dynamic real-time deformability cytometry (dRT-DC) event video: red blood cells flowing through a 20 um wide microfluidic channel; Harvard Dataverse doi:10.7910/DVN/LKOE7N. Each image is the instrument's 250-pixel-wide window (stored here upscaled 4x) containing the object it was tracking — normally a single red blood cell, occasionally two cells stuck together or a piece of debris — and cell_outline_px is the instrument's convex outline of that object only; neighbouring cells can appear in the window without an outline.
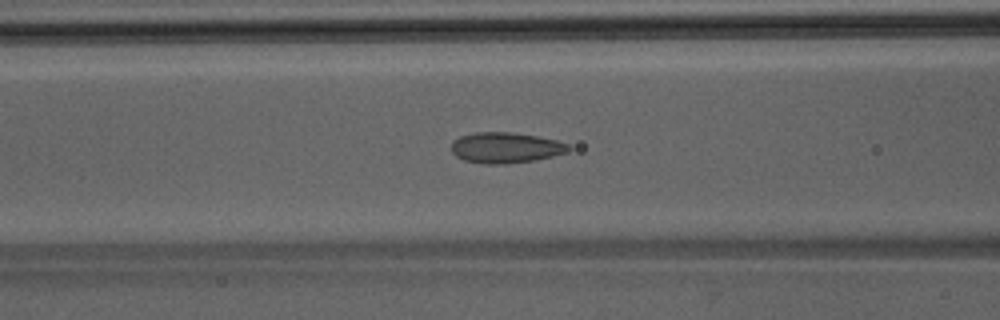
{"species": "Egyptian fruit bat (a non-hibernating species)", "species_latin": "Rousettus aegyptiacus", "temperature_condition": "room temperature", "stored_images_in_passage": 48, "camera_frame_rate_fps": 3000, "um_per_image_px": 0.085, "animal": {"sex": "male"}, "frame": {"image": 1, "passage_image": 19, "time_ms": 6.0, "image_size_px": [1000, 320], "cell_outline_px": [[572, 148], [568, 152], [536, 160], [508, 164], [484, 164], [464, 160], [456, 156], [452, 152], [452, 140], [460, 136], [476, 132], [512, 132], [536, 136], [556, 140], [568, 144]], "centroid_in_image_um": [42.98, 12.56], "position_along_channel_um": 123.6, "area_um2": 21.1}}
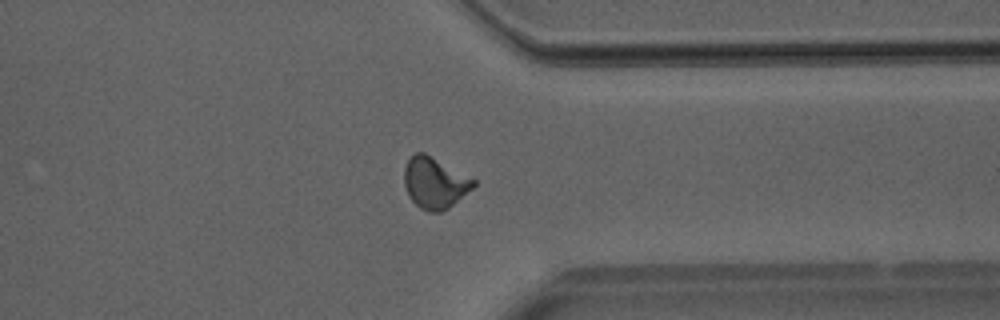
{"frame": {"image": 2, "passage_image": 37, "time_ms": 12.0, "image_size_px": [1000, 320], "cell_outline_px": [[476, 184], [472, 188], [448, 208], [440, 212], [428, 212], [420, 208], [408, 196], [404, 184], [404, 168], [408, 160], [416, 152], [424, 152], [476, 180]], "centroid_in_image_um": [36.93, 15.54], "position_along_channel_um": 374.5, "area_um2": 20.46}}
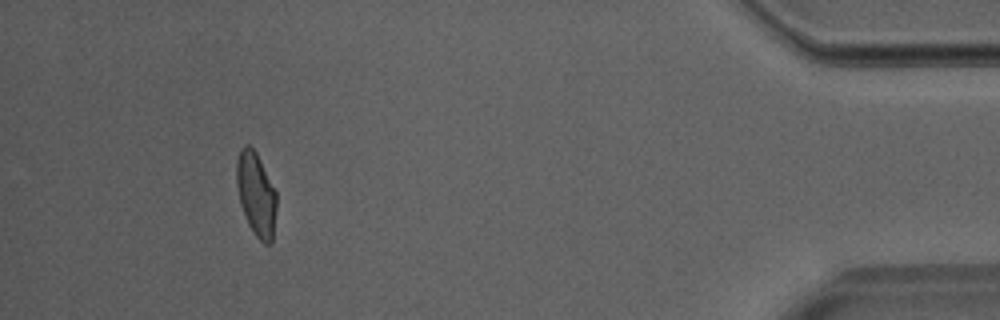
{"frame": {"image": 3, "passage_image": 44, "time_ms": 14.333, "image_size_px": [1000, 320], "cell_outline_px": [[276, 208], [272, 244], [264, 244], [256, 236], [248, 224], [244, 216], [240, 204], [236, 184], [236, 160], [240, 148], [244, 144], [248, 144], [256, 152], [276, 192]], "centroid_in_image_um": [21.75, 16.5], "position_along_channel_um": 413.5, "area_um2": 19.59}}